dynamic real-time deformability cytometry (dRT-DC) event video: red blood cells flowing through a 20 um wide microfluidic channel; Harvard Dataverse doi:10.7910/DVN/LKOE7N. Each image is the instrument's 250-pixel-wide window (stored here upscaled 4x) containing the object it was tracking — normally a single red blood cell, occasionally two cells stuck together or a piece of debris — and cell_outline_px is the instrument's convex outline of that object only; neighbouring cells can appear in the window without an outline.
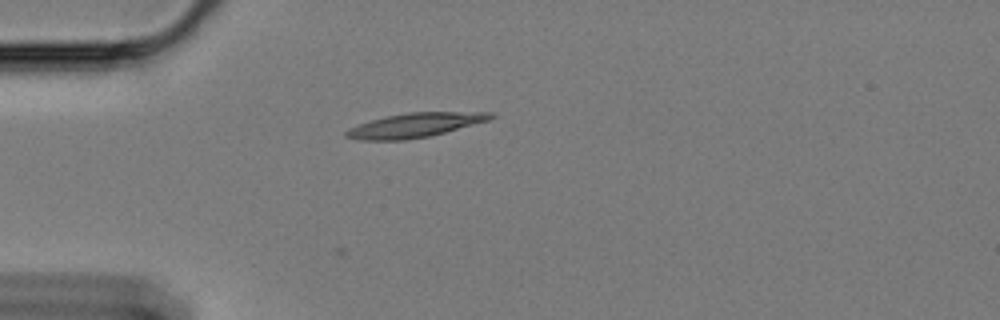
{"species": "Egyptian fruit bat (a non-hibernating species)", "species_latin": "Rousettus aegyptiacus", "temperature_condition": "cold", "stored_images_in_passage": 2, "camera_frame_rate_fps": 3000, "um_per_image_px": 0.085, "animal": {"sex": "female"}, "frame": {"image": 1, "passage_image": 2, "time_ms": 0.333, "image_size_px": [1000, 320], "cell_outline_px": [[496, 116], [488, 120], [444, 132], [428, 136], [404, 140], [360, 140], [344, 136], [344, 132], [348, 128], [384, 116], [408, 112], [492, 112]], "centroid_in_image_um": [35.23, 10.63], "position_along_channel_um": 49.8, "area_um2": 20.23}}